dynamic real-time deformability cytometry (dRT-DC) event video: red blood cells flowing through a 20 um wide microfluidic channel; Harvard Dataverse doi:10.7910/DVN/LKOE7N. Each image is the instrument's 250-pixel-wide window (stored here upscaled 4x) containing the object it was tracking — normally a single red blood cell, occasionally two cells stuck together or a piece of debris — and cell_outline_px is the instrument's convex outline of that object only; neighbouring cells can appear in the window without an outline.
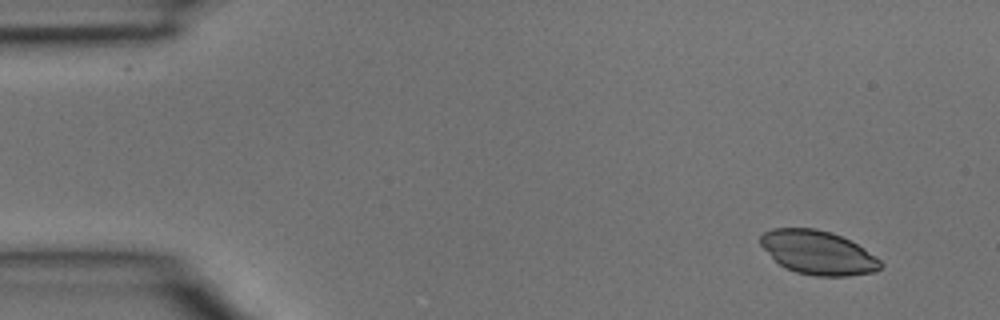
{"species": "common noctule bat (a hibernating species)", "species_latin": "Nyctalus noctula", "temperature_condition": "room temperature", "stored_images_in_passage": 3, "camera_frame_rate_fps": 3000, "um_per_image_px": 0.085, "animal": {"sex": "male", "body_mass_g": 15.6}, "frame": {"image": 1, "passage_image": 1, "time_ms": 0.0, "image_size_px": [1000, 320], "cell_outline_px": [[884, 264], [876, 272], [848, 276], [816, 276], [796, 272], [784, 268], [760, 244], [760, 236], [764, 232], [772, 228], [816, 228], [832, 232], [864, 248], [876, 256]], "centroid_in_image_um": [69.55, 21.47], "position_along_channel_um": 15.4, "area_um2": 30.63}}